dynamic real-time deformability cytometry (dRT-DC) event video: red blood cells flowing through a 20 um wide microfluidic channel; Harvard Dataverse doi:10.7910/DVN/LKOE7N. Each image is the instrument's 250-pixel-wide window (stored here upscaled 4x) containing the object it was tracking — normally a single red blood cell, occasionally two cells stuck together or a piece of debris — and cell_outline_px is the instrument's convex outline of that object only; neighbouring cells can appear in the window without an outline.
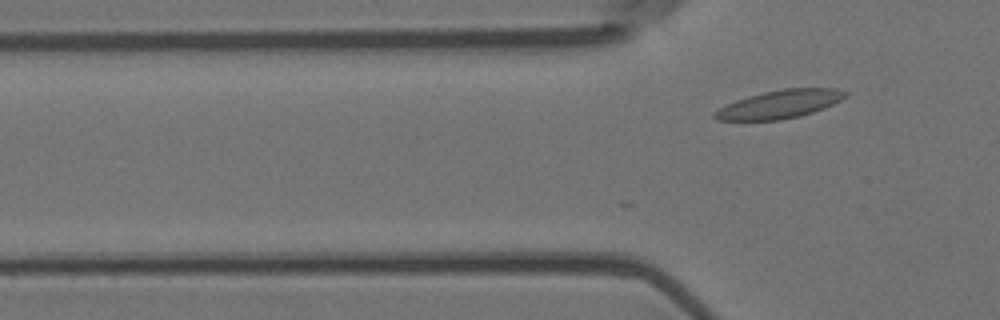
{"species": "Egyptian fruit bat (a non-hibernating species)", "species_latin": "Rousettus aegyptiacus", "temperature_condition": "room temperature", "stored_images_in_passage": 3, "camera_frame_rate_fps": 3000, "um_per_image_px": 0.085, "animal": {"sex": "female"}, "frame": {"image": 1, "passage_image": 3, "time_ms": 0.667, "image_size_px": [1000, 320], "cell_outline_px": [[848, 96], [824, 108], [800, 116], [780, 120], [716, 120], [712, 116], [720, 108], [736, 100], [748, 96], [764, 92], [784, 88], [836, 88], [848, 92]], "centroid_in_image_um": [66.31, 8.85], "position_along_channel_um": 59.5, "area_um2": 21.33}}